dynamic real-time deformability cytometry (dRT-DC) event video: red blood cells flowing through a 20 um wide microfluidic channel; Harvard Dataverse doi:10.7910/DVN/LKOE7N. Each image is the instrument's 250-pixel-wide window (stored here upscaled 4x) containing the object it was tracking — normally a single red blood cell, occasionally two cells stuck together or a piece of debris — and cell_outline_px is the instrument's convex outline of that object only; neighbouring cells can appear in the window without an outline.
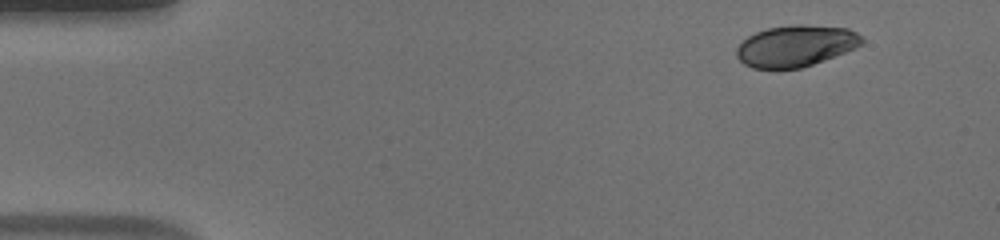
{"species": "human", "species_latin": "Homo sapiens", "temperature_condition": "warm", "stored_images_in_passage": 49, "camera_frame_rate_fps": 3000, "um_per_image_px": 0.085, "donor": {"sex": "male"}, "frame": {"image": 1, "passage_image": 1, "time_ms": 0.0, "image_size_px": [1000, 240], "cell_outline_px": [[864, 44], [856, 48], [824, 60], [800, 68], [752, 68], [744, 64], [736, 56], [736, 48], [748, 36], [756, 32], [768, 28], [796, 24], [804, 24], [848, 28], [856, 32], [864, 40]], "centroid_in_image_um": [67.65, 3.89], "position_along_channel_um": 17.3, "area_um2": 30.17}}
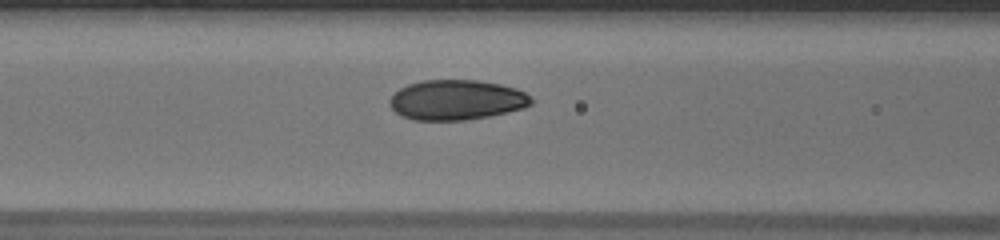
{"frame": {"image": 2, "passage_image": 18, "time_ms": 5.667, "image_size_px": [1000, 240], "cell_outline_px": [[532, 104], [524, 108], [508, 112], [488, 116], [464, 120], [412, 120], [396, 112], [388, 104], [388, 100], [400, 88], [408, 84], [424, 80], [476, 80], [500, 84], [516, 88], [524, 92], [532, 100]], "centroid_in_image_um": [38.79, 8.49], "position_along_channel_um": 127.8, "area_um2": 32.95}}
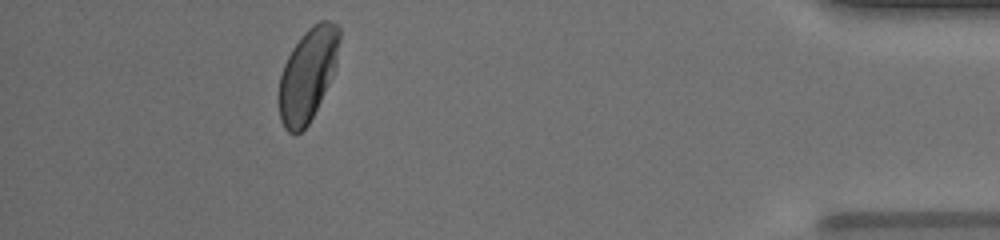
{"frame": {"image": 3, "passage_image": 44, "time_ms": 14.333, "image_size_px": [1000, 240], "cell_outline_px": [[340, 40], [336, 68], [308, 124], [300, 132], [288, 132], [284, 128], [280, 120], [280, 76], [284, 64], [292, 48], [304, 32], [312, 24], [320, 20], [328, 20], [336, 24], [340, 28]], "centroid_in_image_um": [26.18, 6.28], "position_along_channel_um": 409.0, "area_um2": 32.37}, "authors_computed_cell_mechanics": {"area_um2": 32.8882, "velocity_mm_per_s": 3.8779, "shape_relaxation_time_tau1_ms": 3.1357, "shape_relaxation_time_tau2_ms": null, "deformation_change_tau1": 0.139, "deformation_change_tau2": null}}